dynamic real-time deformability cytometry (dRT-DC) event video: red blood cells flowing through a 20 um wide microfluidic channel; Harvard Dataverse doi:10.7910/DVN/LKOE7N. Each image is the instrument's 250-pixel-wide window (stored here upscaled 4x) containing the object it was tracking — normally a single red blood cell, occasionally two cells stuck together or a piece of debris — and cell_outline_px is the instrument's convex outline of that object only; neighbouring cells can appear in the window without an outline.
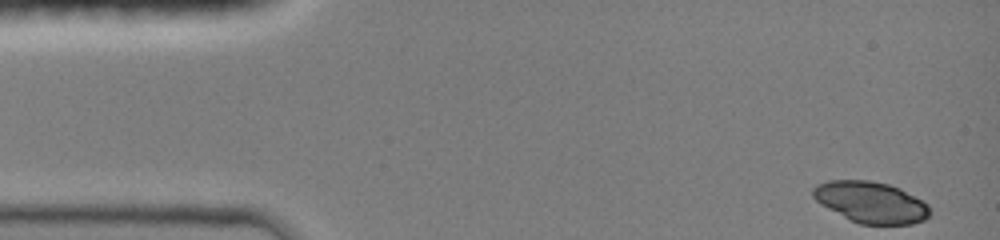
{"species": "common noctule bat (a hibernating species)", "species_latin": "Nyctalus noctula", "temperature_condition": "room temperature", "stored_images_in_passage": 55, "camera_frame_rate_fps": 3000, "um_per_image_px": 0.085, "animal": {"sex": "female", "body_mass_g": 19.0, "forearm_length_mm": 51.5}, "frame": {"image": 1, "passage_image": 1, "time_ms": 0.0, "image_size_px": [1000, 240], "cell_outline_px": [[932, 212], [924, 220], [912, 224], [860, 224], [820, 204], [812, 196], [812, 188], [816, 184], [828, 180], [868, 180], [888, 184], [900, 188], [928, 204]], "centroid_in_image_um": [74.03, 17.18], "position_along_channel_um": 11.0, "area_um2": 28.03}}